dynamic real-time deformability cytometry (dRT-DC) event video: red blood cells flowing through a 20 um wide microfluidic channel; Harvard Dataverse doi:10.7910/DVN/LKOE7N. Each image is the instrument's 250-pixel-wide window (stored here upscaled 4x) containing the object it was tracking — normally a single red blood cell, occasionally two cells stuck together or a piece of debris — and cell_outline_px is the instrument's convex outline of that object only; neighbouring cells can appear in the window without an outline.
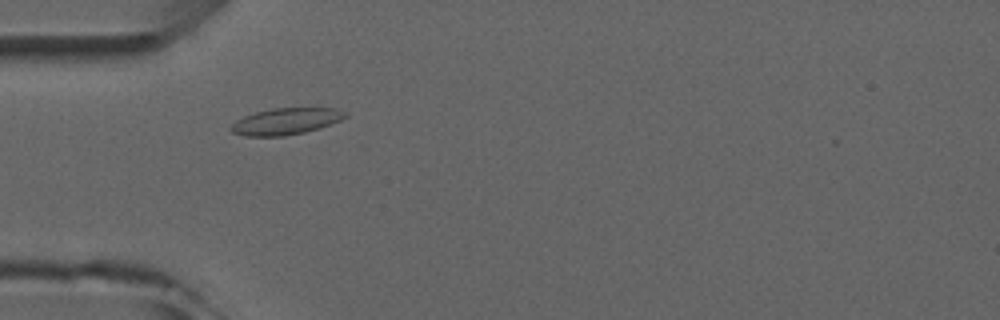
{"species": "common noctule bat (a hibernating species)", "species_latin": "Nyctalus noctula", "temperature_condition": "room temperature", "stored_images_in_passage": 5, "camera_frame_rate_fps": 3000, "um_per_image_px": 0.085, "animal": {"sex": "male", "forearm_length_mm": 52.5}, "frame": {"image": 1, "passage_image": 4, "time_ms": 4.333, "image_size_px": [1000, 320], "cell_outline_px": [[348, 116], [340, 120], [320, 128], [304, 132], [284, 136], [244, 136], [232, 132], [228, 128], [236, 120], [244, 116], [256, 112], [272, 108], [336, 108], [348, 112]], "centroid_in_image_um": [24.3, 10.31], "position_along_channel_um": 60.7, "area_um2": 17.74}}
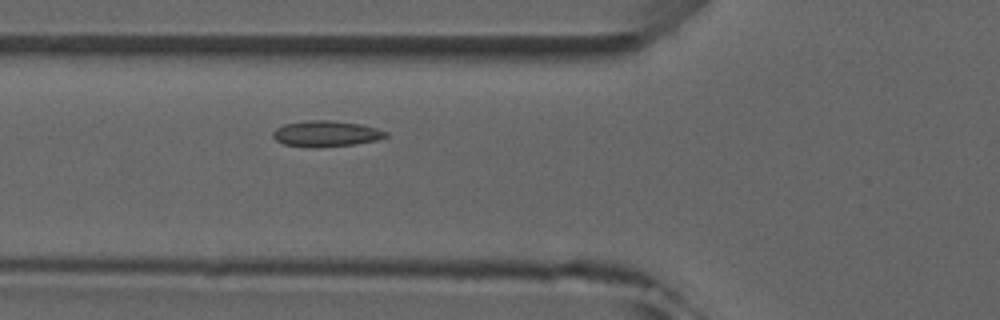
{"frame": {"image": 2, "passage_image": 5, "time_ms": 5.333, "image_size_px": [1000, 320], "cell_outline_px": [[388, 136], [376, 140], [356, 144], [284, 144], [276, 140], [272, 136], [272, 132], [276, 128], [284, 124], [308, 120], [328, 120], [360, 124], [376, 128], [388, 132]], "centroid_in_image_um": [27.74, 11.3], "position_along_channel_um": 98.1, "area_um2": 16.01}}